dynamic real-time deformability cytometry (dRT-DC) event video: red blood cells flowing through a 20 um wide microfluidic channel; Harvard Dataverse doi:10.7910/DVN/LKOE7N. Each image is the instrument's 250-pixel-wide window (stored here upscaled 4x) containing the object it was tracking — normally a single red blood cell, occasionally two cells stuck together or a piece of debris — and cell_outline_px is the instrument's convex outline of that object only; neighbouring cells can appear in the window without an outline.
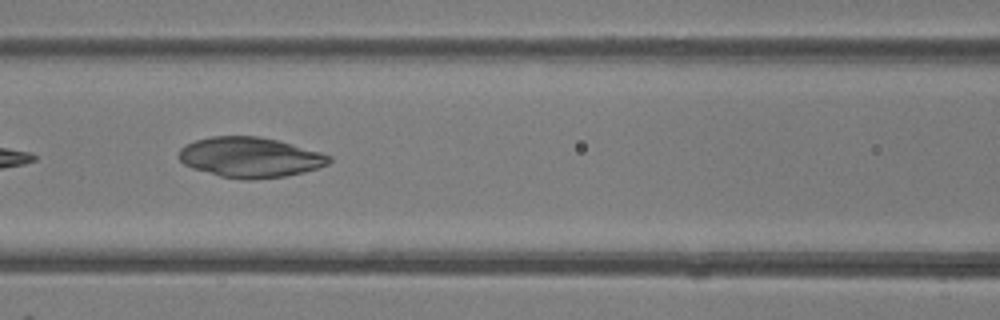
{"species": "common noctule bat (a hibernating species)", "species_latin": "Nyctalus noctula", "temperature_condition": "room temperature", "stored_images_in_passage": 7, "camera_frame_rate_fps": 3000, "um_per_image_px": 0.085, "animal": {"sex": "female"}, "frame": {"image": 1, "passage_image": 6, "time_ms": 1.667, "image_size_px": [1000, 320], "cell_outline_px": [[332, 160], [328, 164], [304, 172], [284, 176], [252, 180], [244, 180], [220, 176], [192, 168], [184, 164], [176, 156], [180, 148], [184, 144], [196, 140], [212, 136], [256, 136], [276, 140], [320, 152], [332, 156]], "centroid_in_image_um": [21.22, 13.37], "position_along_channel_um": 145.4, "area_um2": 35.2}}
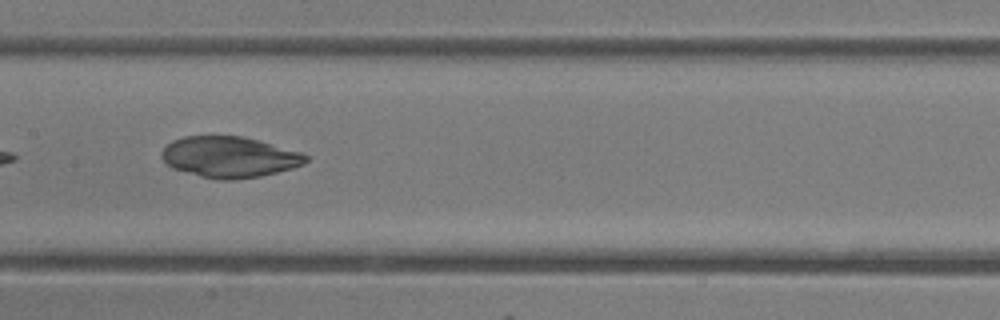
{"frame": {"image": 2, "passage_image": 7, "time_ms": 2.0, "image_size_px": [1000, 320], "cell_outline_px": [[308, 160], [304, 164], [292, 168], [260, 176], [236, 180], [220, 180], [200, 176], [172, 168], [160, 156], [160, 152], [172, 140], [184, 136], [240, 136], [260, 140], [300, 152], [308, 156]], "centroid_in_image_um": [19.49, 13.34], "position_along_channel_um": 187.9, "area_um2": 34.39}}